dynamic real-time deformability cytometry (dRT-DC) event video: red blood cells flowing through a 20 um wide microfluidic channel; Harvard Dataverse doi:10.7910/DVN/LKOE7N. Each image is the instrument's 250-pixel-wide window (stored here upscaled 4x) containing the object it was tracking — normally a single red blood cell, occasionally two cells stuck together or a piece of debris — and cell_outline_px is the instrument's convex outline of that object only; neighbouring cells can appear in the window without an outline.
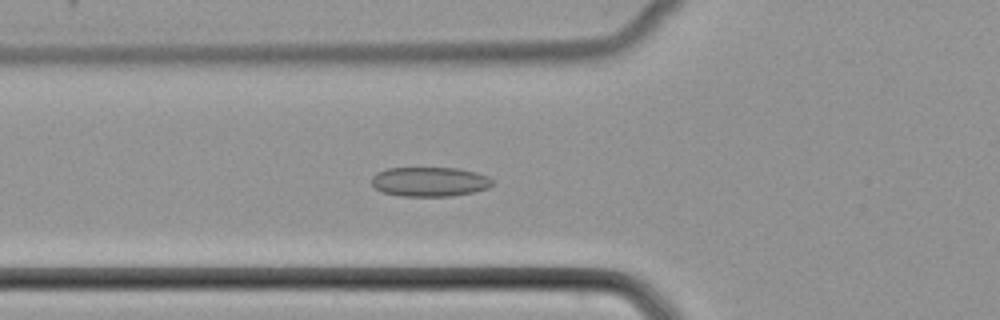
{"species": "common noctule bat (a hibernating species)", "species_latin": "Nyctalus noctula", "temperature_condition": "cold", "stored_images_in_passage": 35, "camera_frame_rate_fps": 3000, "um_per_image_px": 0.085, "animal": {"sex": "female", "body_mass_g": 22.7, "forearm_length_mm": 54.2}, "frame": {"image": 1, "passage_image": 3, "time_ms": 0.667, "image_size_px": [1000, 320], "cell_outline_px": [[492, 184], [488, 188], [472, 192], [452, 196], [400, 196], [384, 192], [376, 188], [372, 184], [372, 176], [376, 172], [388, 168], [456, 168], [476, 172], [488, 176], [492, 180]], "centroid_in_image_um": [36.51, 15.44], "position_along_channel_um": 89.3, "area_um2": 20.69}}
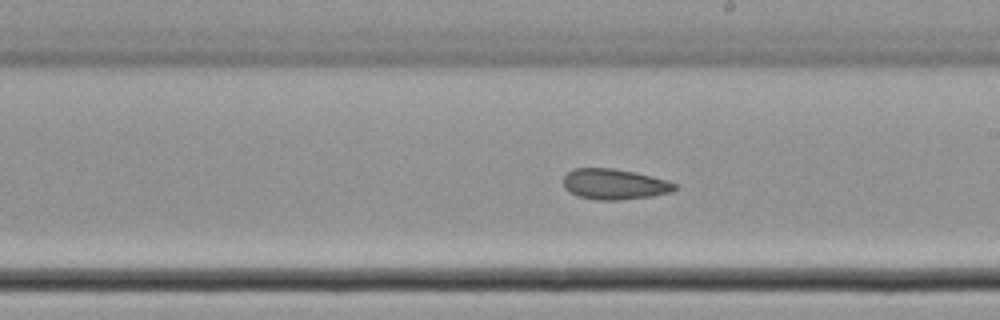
{"frame": {"image": 2, "passage_image": 14, "time_ms": 4.333, "image_size_px": [1000, 320], "cell_outline_px": [[680, 188], [672, 192], [652, 196], [616, 200], [596, 200], [580, 196], [564, 188], [564, 176], [572, 168], [612, 168], [636, 172], [668, 180], [680, 184]], "centroid_in_image_um": [52.3, 15.65], "position_along_channel_um": 236.7, "area_um2": 20.06}}
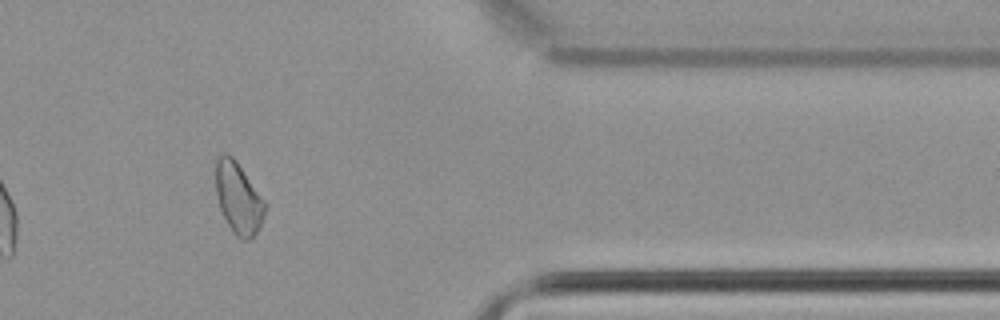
{"frame": {"image": 3, "passage_image": 27, "time_ms": 8.667, "image_size_px": [1000, 320], "cell_outline_px": [[268, 204], [264, 216], [256, 232], [248, 240], [244, 240], [236, 236], [232, 232], [220, 208], [216, 196], [216, 160], [220, 152], [228, 152], [236, 160]], "centroid_in_image_um": [20.26, 16.8], "position_along_channel_um": 391.1, "area_um2": 20.63}}